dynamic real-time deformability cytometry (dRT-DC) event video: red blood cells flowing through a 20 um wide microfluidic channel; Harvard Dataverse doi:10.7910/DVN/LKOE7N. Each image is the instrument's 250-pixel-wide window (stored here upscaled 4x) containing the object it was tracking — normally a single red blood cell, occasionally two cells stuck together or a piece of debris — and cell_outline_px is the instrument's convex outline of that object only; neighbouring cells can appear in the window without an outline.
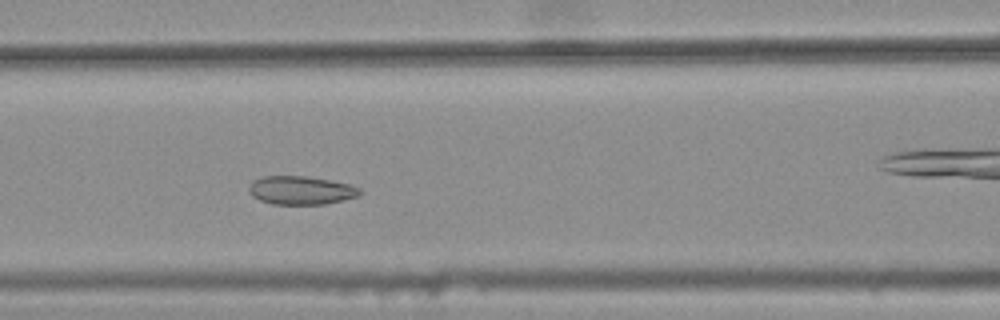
{"species": "common noctule bat (a hibernating species)", "species_latin": "Nyctalus noctula", "temperature_condition": "warm", "stored_images_in_passage": 41, "camera_frame_rate_fps": 3000, "um_per_image_px": 0.085, "animal": {"sex": "female", "body_mass_g": 25.1}, "frame": {"image": 1, "passage_image": 19, "time_ms": 6.0, "image_size_px": [1000, 320], "cell_outline_px": [[364, 192], [360, 196], [344, 200], [324, 204], [272, 204], [260, 200], [252, 196], [248, 188], [252, 180], [264, 176], [304, 176], [328, 180], [348, 184], [360, 188]], "centroid_in_image_um": [25.59, 16.18], "position_along_channel_um": 141.0, "area_um2": 18.44}}
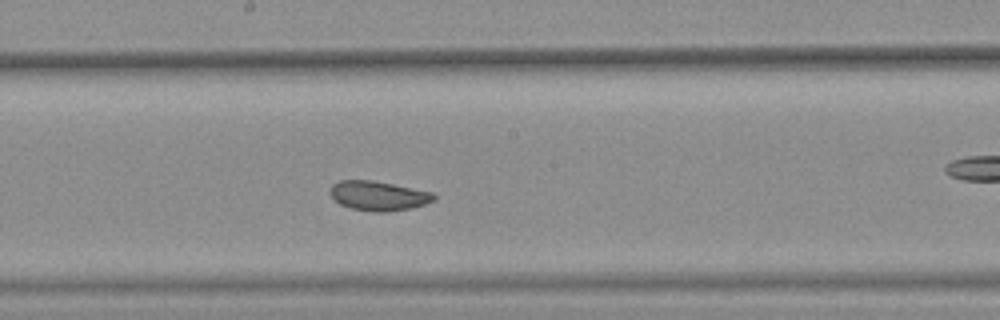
{"frame": {"image": 2, "passage_image": 25, "time_ms": 8.0, "image_size_px": [1000, 320], "cell_outline_px": [[436, 200], [412, 208], [384, 212], [372, 212], [352, 208], [340, 204], [332, 196], [332, 184], [340, 180], [372, 180], [432, 192], [436, 196]], "centroid_in_image_um": [32.2, 16.64], "position_along_channel_um": 216.0, "area_um2": 17.63}}
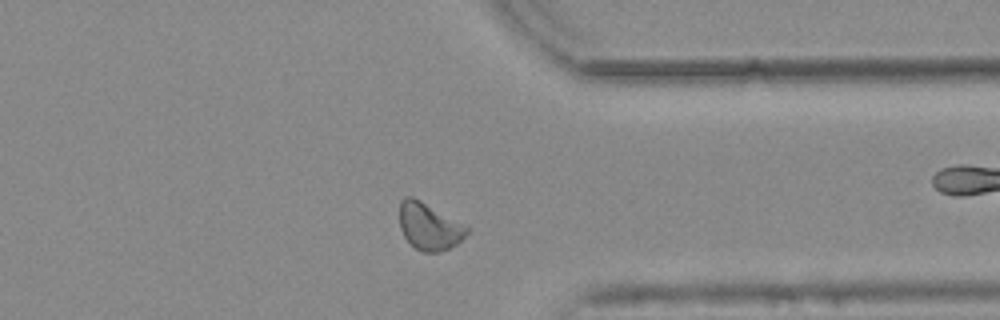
{"frame": {"image": 3, "passage_image": 38, "time_ms": 12.333, "image_size_px": [1000, 320], "cell_outline_px": [[468, 232], [456, 244], [440, 252], [420, 252], [404, 236], [400, 228], [400, 200], [404, 196], [412, 196], [420, 200], [468, 228]], "centroid_in_image_um": [36.42, 19.25], "position_along_channel_um": 375.0, "area_um2": 17.92}, "authors_computed_cell_mechanics": {"area_um2": 18.4382, "velocity_mm_per_s": 3.7634, "shape_relaxation_time_tau1_ms": null, "shape_relaxation_time_tau2_ms": 1.0714, "deformation_change_tau1": null, "deformation_change_tau2": 0.0648}}